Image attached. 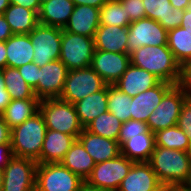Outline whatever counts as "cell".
Instances as JSON below:
<instances>
[{"mask_svg":"<svg viewBox=\"0 0 191 191\" xmlns=\"http://www.w3.org/2000/svg\"><path fill=\"white\" fill-rule=\"evenodd\" d=\"M132 65L147 70L161 81L178 85L181 79V65L175 60L167 45L142 46L130 53Z\"/></svg>","mask_w":191,"mask_h":191,"instance_id":"obj_1","label":"cell"},{"mask_svg":"<svg viewBox=\"0 0 191 191\" xmlns=\"http://www.w3.org/2000/svg\"><path fill=\"white\" fill-rule=\"evenodd\" d=\"M148 163L163 185L183 186L191 169V152L155 146Z\"/></svg>","mask_w":191,"mask_h":191,"instance_id":"obj_2","label":"cell"},{"mask_svg":"<svg viewBox=\"0 0 191 191\" xmlns=\"http://www.w3.org/2000/svg\"><path fill=\"white\" fill-rule=\"evenodd\" d=\"M47 127L38 111L19 126L11 129V148L15 157L32 159L39 164Z\"/></svg>","mask_w":191,"mask_h":191,"instance_id":"obj_3","label":"cell"},{"mask_svg":"<svg viewBox=\"0 0 191 191\" xmlns=\"http://www.w3.org/2000/svg\"><path fill=\"white\" fill-rule=\"evenodd\" d=\"M39 112L44 118L47 129L73 135L76 139L84 129L74 104L60 98L40 100Z\"/></svg>","mask_w":191,"mask_h":191,"instance_id":"obj_4","label":"cell"},{"mask_svg":"<svg viewBox=\"0 0 191 191\" xmlns=\"http://www.w3.org/2000/svg\"><path fill=\"white\" fill-rule=\"evenodd\" d=\"M84 182L61 163L37 164L35 191H78Z\"/></svg>","mask_w":191,"mask_h":191,"instance_id":"obj_5","label":"cell"},{"mask_svg":"<svg viewBox=\"0 0 191 191\" xmlns=\"http://www.w3.org/2000/svg\"><path fill=\"white\" fill-rule=\"evenodd\" d=\"M94 52V37L74 34L62 29L59 60L69 70L91 66Z\"/></svg>","mask_w":191,"mask_h":191,"instance_id":"obj_6","label":"cell"},{"mask_svg":"<svg viewBox=\"0 0 191 191\" xmlns=\"http://www.w3.org/2000/svg\"><path fill=\"white\" fill-rule=\"evenodd\" d=\"M106 85L91 66L69 70L59 98L75 104L86 96L102 90Z\"/></svg>","mask_w":191,"mask_h":191,"instance_id":"obj_7","label":"cell"},{"mask_svg":"<svg viewBox=\"0 0 191 191\" xmlns=\"http://www.w3.org/2000/svg\"><path fill=\"white\" fill-rule=\"evenodd\" d=\"M188 97V93L179 84L174 85L163 96L161 103L149 116V119L146 123L148 129L155 133L176 125L182 105Z\"/></svg>","mask_w":191,"mask_h":191,"instance_id":"obj_8","label":"cell"},{"mask_svg":"<svg viewBox=\"0 0 191 191\" xmlns=\"http://www.w3.org/2000/svg\"><path fill=\"white\" fill-rule=\"evenodd\" d=\"M134 163L122 154L114 159L96 163L86 182L106 191H117Z\"/></svg>","mask_w":191,"mask_h":191,"instance_id":"obj_9","label":"cell"},{"mask_svg":"<svg viewBox=\"0 0 191 191\" xmlns=\"http://www.w3.org/2000/svg\"><path fill=\"white\" fill-rule=\"evenodd\" d=\"M33 44V62L39 67L60 58L62 28L38 24L29 34Z\"/></svg>","mask_w":191,"mask_h":191,"instance_id":"obj_10","label":"cell"},{"mask_svg":"<svg viewBox=\"0 0 191 191\" xmlns=\"http://www.w3.org/2000/svg\"><path fill=\"white\" fill-rule=\"evenodd\" d=\"M37 162L13 157L4 167L1 191H35Z\"/></svg>","mask_w":191,"mask_h":191,"instance_id":"obj_11","label":"cell"},{"mask_svg":"<svg viewBox=\"0 0 191 191\" xmlns=\"http://www.w3.org/2000/svg\"><path fill=\"white\" fill-rule=\"evenodd\" d=\"M168 31L148 17L132 21L128 26V54L142 46L167 45Z\"/></svg>","mask_w":191,"mask_h":191,"instance_id":"obj_12","label":"cell"},{"mask_svg":"<svg viewBox=\"0 0 191 191\" xmlns=\"http://www.w3.org/2000/svg\"><path fill=\"white\" fill-rule=\"evenodd\" d=\"M130 64V54L128 53L95 50L91 68L99 74L107 85H113Z\"/></svg>","mask_w":191,"mask_h":191,"instance_id":"obj_13","label":"cell"},{"mask_svg":"<svg viewBox=\"0 0 191 191\" xmlns=\"http://www.w3.org/2000/svg\"><path fill=\"white\" fill-rule=\"evenodd\" d=\"M69 69L58 59L38 68L37 98H59Z\"/></svg>","mask_w":191,"mask_h":191,"instance_id":"obj_14","label":"cell"},{"mask_svg":"<svg viewBox=\"0 0 191 191\" xmlns=\"http://www.w3.org/2000/svg\"><path fill=\"white\" fill-rule=\"evenodd\" d=\"M174 85L160 81L156 86L139 93L131 100V119L147 123L149 116L154 109L161 103L163 96Z\"/></svg>","mask_w":191,"mask_h":191,"instance_id":"obj_15","label":"cell"},{"mask_svg":"<svg viewBox=\"0 0 191 191\" xmlns=\"http://www.w3.org/2000/svg\"><path fill=\"white\" fill-rule=\"evenodd\" d=\"M162 186L148 162H135L117 191H156Z\"/></svg>","mask_w":191,"mask_h":191,"instance_id":"obj_16","label":"cell"},{"mask_svg":"<svg viewBox=\"0 0 191 191\" xmlns=\"http://www.w3.org/2000/svg\"><path fill=\"white\" fill-rule=\"evenodd\" d=\"M161 80L154 74L130 64L120 79L113 84L130 97L156 86Z\"/></svg>","mask_w":191,"mask_h":191,"instance_id":"obj_17","label":"cell"},{"mask_svg":"<svg viewBox=\"0 0 191 191\" xmlns=\"http://www.w3.org/2000/svg\"><path fill=\"white\" fill-rule=\"evenodd\" d=\"M77 139L82 143L95 163L114 159L120 154L118 141L93 134L85 128Z\"/></svg>","mask_w":191,"mask_h":191,"instance_id":"obj_18","label":"cell"},{"mask_svg":"<svg viewBox=\"0 0 191 191\" xmlns=\"http://www.w3.org/2000/svg\"><path fill=\"white\" fill-rule=\"evenodd\" d=\"M100 9L88 5L74 6L66 26L63 28L74 34L94 37L100 26Z\"/></svg>","mask_w":191,"mask_h":191,"instance_id":"obj_19","label":"cell"},{"mask_svg":"<svg viewBox=\"0 0 191 191\" xmlns=\"http://www.w3.org/2000/svg\"><path fill=\"white\" fill-rule=\"evenodd\" d=\"M75 141L76 138L73 135L47 129L39 164L60 163Z\"/></svg>","mask_w":191,"mask_h":191,"instance_id":"obj_20","label":"cell"},{"mask_svg":"<svg viewBox=\"0 0 191 191\" xmlns=\"http://www.w3.org/2000/svg\"><path fill=\"white\" fill-rule=\"evenodd\" d=\"M95 50L128 53V27L100 25L94 35Z\"/></svg>","mask_w":191,"mask_h":191,"instance_id":"obj_21","label":"cell"},{"mask_svg":"<svg viewBox=\"0 0 191 191\" xmlns=\"http://www.w3.org/2000/svg\"><path fill=\"white\" fill-rule=\"evenodd\" d=\"M146 17L159 22L167 31L181 26L184 10L174 9L170 0H142Z\"/></svg>","mask_w":191,"mask_h":191,"instance_id":"obj_22","label":"cell"},{"mask_svg":"<svg viewBox=\"0 0 191 191\" xmlns=\"http://www.w3.org/2000/svg\"><path fill=\"white\" fill-rule=\"evenodd\" d=\"M155 148V136L149 129L142 134L126 136L120 154L133 162H148Z\"/></svg>","mask_w":191,"mask_h":191,"instance_id":"obj_23","label":"cell"},{"mask_svg":"<svg viewBox=\"0 0 191 191\" xmlns=\"http://www.w3.org/2000/svg\"><path fill=\"white\" fill-rule=\"evenodd\" d=\"M5 45L8 67L18 68L33 62L34 48L29 34H13Z\"/></svg>","mask_w":191,"mask_h":191,"instance_id":"obj_24","label":"cell"},{"mask_svg":"<svg viewBox=\"0 0 191 191\" xmlns=\"http://www.w3.org/2000/svg\"><path fill=\"white\" fill-rule=\"evenodd\" d=\"M74 6L72 0H49L40 7L39 23L63 29L73 12Z\"/></svg>","mask_w":191,"mask_h":191,"instance_id":"obj_25","label":"cell"},{"mask_svg":"<svg viewBox=\"0 0 191 191\" xmlns=\"http://www.w3.org/2000/svg\"><path fill=\"white\" fill-rule=\"evenodd\" d=\"M108 85L74 104L80 123L85 128L97 116L108 111Z\"/></svg>","mask_w":191,"mask_h":191,"instance_id":"obj_26","label":"cell"},{"mask_svg":"<svg viewBox=\"0 0 191 191\" xmlns=\"http://www.w3.org/2000/svg\"><path fill=\"white\" fill-rule=\"evenodd\" d=\"M60 163L84 181L91 175L96 164L78 139L72 144Z\"/></svg>","mask_w":191,"mask_h":191,"instance_id":"obj_27","label":"cell"},{"mask_svg":"<svg viewBox=\"0 0 191 191\" xmlns=\"http://www.w3.org/2000/svg\"><path fill=\"white\" fill-rule=\"evenodd\" d=\"M3 16L13 34H30L39 24L38 14L20 5L10 4Z\"/></svg>","mask_w":191,"mask_h":191,"instance_id":"obj_28","label":"cell"},{"mask_svg":"<svg viewBox=\"0 0 191 191\" xmlns=\"http://www.w3.org/2000/svg\"><path fill=\"white\" fill-rule=\"evenodd\" d=\"M39 99H14L1 114L10 129L22 124L39 111Z\"/></svg>","mask_w":191,"mask_h":191,"instance_id":"obj_29","label":"cell"},{"mask_svg":"<svg viewBox=\"0 0 191 191\" xmlns=\"http://www.w3.org/2000/svg\"><path fill=\"white\" fill-rule=\"evenodd\" d=\"M167 46L181 66L191 60V32L181 26L168 31Z\"/></svg>","mask_w":191,"mask_h":191,"instance_id":"obj_30","label":"cell"},{"mask_svg":"<svg viewBox=\"0 0 191 191\" xmlns=\"http://www.w3.org/2000/svg\"><path fill=\"white\" fill-rule=\"evenodd\" d=\"M6 90L11 100L14 99H38L34 89L23 79L18 68L6 66L2 69Z\"/></svg>","mask_w":191,"mask_h":191,"instance_id":"obj_31","label":"cell"},{"mask_svg":"<svg viewBox=\"0 0 191 191\" xmlns=\"http://www.w3.org/2000/svg\"><path fill=\"white\" fill-rule=\"evenodd\" d=\"M155 146L168 149L191 152V144L185 132L178 125L157 131L154 133Z\"/></svg>","mask_w":191,"mask_h":191,"instance_id":"obj_32","label":"cell"},{"mask_svg":"<svg viewBox=\"0 0 191 191\" xmlns=\"http://www.w3.org/2000/svg\"><path fill=\"white\" fill-rule=\"evenodd\" d=\"M122 121L109 111L97 116L85 129L93 134L118 141Z\"/></svg>","mask_w":191,"mask_h":191,"instance_id":"obj_33","label":"cell"},{"mask_svg":"<svg viewBox=\"0 0 191 191\" xmlns=\"http://www.w3.org/2000/svg\"><path fill=\"white\" fill-rule=\"evenodd\" d=\"M132 97L123 93L114 85H108V111L122 122L131 119Z\"/></svg>","mask_w":191,"mask_h":191,"instance_id":"obj_34","label":"cell"},{"mask_svg":"<svg viewBox=\"0 0 191 191\" xmlns=\"http://www.w3.org/2000/svg\"><path fill=\"white\" fill-rule=\"evenodd\" d=\"M100 25H111L127 28L130 24L124 5L119 0H108L100 8Z\"/></svg>","mask_w":191,"mask_h":191,"instance_id":"obj_35","label":"cell"},{"mask_svg":"<svg viewBox=\"0 0 191 191\" xmlns=\"http://www.w3.org/2000/svg\"><path fill=\"white\" fill-rule=\"evenodd\" d=\"M148 130V126L143 121L130 119L122 123L118 143L121 146L126 141V136H135L145 133Z\"/></svg>","mask_w":191,"mask_h":191,"instance_id":"obj_36","label":"cell"},{"mask_svg":"<svg viewBox=\"0 0 191 191\" xmlns=\"http://www.w3.org/2000/svg\"><path fill=\"white\" fill-rule=\"evenodd\" d=\"M124 5L126 15L130 23L146 17L145 8L142 0H119Z\"/></svg>","mask_w":191,"mask_h":191,"instance_id":"obj_37","label":"cell"},{"mask_svg":"<svg viewBox=\"0 0 191 191\" xmlns=\"http://www.w3.org/2000/svg\"><path fill=\"white\" fill-rule=\"evenodd\" d=\"M177 125L185 132L191 144V96H189L182 105Z\"/></svg>","mask_w":191,"mask_h":191,"instance_id":"obj_38","label":"cell"},{"mask_svg":"<svg viewBox=\"0 0 191 191\" xmlns=\"http://www.w3.org/2000/svg\"><path fill=\"white\" fill-rule=\"evenodd\" d=\"M38 68L39 66L34 62L25 64L18 67L20 74L26 83L34 89L35 95L37 97V84H38Z\"/></svg>","mask_w":191,"mask_h":191,"instance_id":"obj_39","label":"cell"},{"mask_svg":"<svg viewBox=\"0 0 191 191\" xmlns=\"http://www.w3.org/2000/svg\"><path fill=\"white\" fill-rule=\"evenodd\" d=\"M179 85L191 96V60L181 66V79Z\"/></svg>","mask_w":191,"mask_h":191,"instance_id":"obj_40","label":"cell"},{"mask_svg":"<svg viewBox=\"0 0 191 191\" xmlns=\"http://www.w3.org/2000/svg\"><path fill=\"white\" fill-rule=\"evenodd\" d=\"M10 102L11 98L5 87L3 71L0 69V115L6 110Z\"/></svg>","mask_w":191,"mask_h":191,"instance_id":"obj_41","label":"cell"},{"mask_svg":"<svg viewBox=\"0 0 191 191\" xmlns=\"http://www.w3.org/2000/svg\"><path fill=\"white\" fill-rule=\"evenodd\" d=\"M13 157L11 143L0 144V170H3Z\"/></svg>","mask_w":191,"mask_h":191,"instance_id":"obj_42","label":"cell"},{"mask_svg":"<svg viewBox=\"0 0 191 191\" xmlns=\"http://www.w3.org/2000/svg\"><path fill=\"white\" fill-rule=\"evenodd\" d=\"M11 143V129L0 115V144Z\"/></svg>","mask_w":191,"mask_h":191,"instance_id":"obj_43","label":"cell"},{"mask_svg":"<svg viewBox=\"0 0 191 191\" xmlns=\"http://www.w3.org/2000/svg\"><path fill=\"white\" fill-rule=\"evenodd\" d=\"M10 4L20 5L26 9H31L37 14L39 13L41 5L38 0H9Z\"/></svg>","mask_w":191,"mask_h":191,"instance_id":"obj_44","label":"cell"},{"mask_svg":"<svg viewBox=\"0 0 191 191\" xmlns=\"http://www.w3.org/2000/svg\"><path fill=\"white\" fill-rule=\"evenodd\" d=\"M13 35L8 22L4 18L3 14H0V41L5 42Z\"/></svg>","mask_w":191,"mask_h":191,"instance_id":"obj_45","label":"cell"},{"mask_svg":"<svg viewBox=\"0 0 191 191\" xmlns=\"http://www.w3.org/2000/svg\"><path fill=\"white\" fill-rule=\"evenodd\" d=\"M75 6L78 5H88L95 8H101L103 5H105L108 0H72Z\"/></svg>","mask_w":191,"mask_h":191,"instance_id":"obj_46","label":"cell"},{"mask_svg":"<svg viewBox=\"0 0 191 191\" xmlns=\"http://www.w3.org/2000/svg\"><path fill=\"white\" fill-rule=\"evenodd\" d=\"M181 27L191 32V6L184 10Z\"/></svg>","mask_w":191,"mask_h":191,"instance_id":"obj_47","label":"cell"},{"mask_svg":"<svg viewBox=\"0 0 191 191\" xmlns=\"http://www.w3.org/2000/svg\"><path fill=\"white\" fill-rule=\"evenodd\" d=\"M174 9L185 10L191 6V0H170Z\"/></svg>","mask_w":191,"mask_h":191,"instance_id":"obj_48","label":"cell"},{"mask_svg":"<svg viewBox=\"0 0 191 191\" xmlns=\"http://www.w3.org/2000/svg\"><path fill=\"white\" fill-rule=\"evenodd\" d=\"M7 66V55L5 42L0 41V69H4Z\"/></svg>","mask_w":191,"mask_h":191,"instance_id":"obj_49","label":"cell"},{"mask_svg":"<svg viewBox=\"0 0 191 191\" xmlns=\"http://www.w3.org/2000/svg\"><path fill=\"white\" fill-rule=\"evenodd\" d=\"M78 191H106L97 187L89 185L86 181L81 185Z\"/></svg>","mask_w":191,"mask_h":191,"instance_id":"obj_50","label":"cell"},{"mask_svg":"<svg viewBox=\"0 0 191 191\" xmlns=\"http://www.w3.org/2000/svg\"><path fill=\"white\" fill-rule=\"evenodd\" d=\"M9 5V0H0V14H3Z\"/></svg>","mask_w":191,"mask_h":191,"instance_id":"obj_51","label":"cell"},{"mask_svg":"<svg viewBox=\"0 0 191 191\" xmlns=\"http://www.w3.org/2000/svg\"><path fill=\"white\" fill-rule=\"evenodd\" d=\"M183 186H184L186 189H188L189 191H191V169H190V173H189L188 180L184 183Z\"/></svg>","mask_w":191,"mask_h":191,"instance_id":"obj_52","label":"cell"},{"mask_svg":"<svg viewBox=\"0 0 191 191\" xmlns=\"http://www.w3.org/2000/svg\"><path fill=\"white\" fill-rule=\"evenodd\" d=\"M172 191H189L184 186H172Z\"/></svg>","mask_w":191,"mask_h":191,"instance_id":"obj_53","label":"cell"},{"mask_svg":"<svg viewBox=\"0 0 191 191\" xmlns=\"http://www.w3.org/2000/svg\"><path fill=\"white\" fill-rule=\"evenodd\" d=\"M156 191H172V186H170V185H163L162 187H160Z\"/></svg>","mask_w":191,"mask_h":191,"instance_id":"obj_54","label":"cell"},{"mask_svg":"<svg viewBox=\"0 0 191 191\" xmlns=\"http://www.w3.org/2000/svg\"><path fill=\"white\" fill-rule=\"evenodd\" d=\"M2 185H3V171L0 170V191L2 190Z\"/></svg>","mask_w":191,"mask_h":191,"instance_id":"obj_55","label":"cell"},{"mask_svg":"<svg viewBox=\"0 0 191 191\" xmlns=\"http://www.w3.org/2000/svg\"><path fill=\"white\" fill-rule=\"evenodd\" d=\"M49 0H38L39 4L42 5L43 3L47 2Z\"/></svg>","mask_w":191,"mask_h":191,"instance_id":"obj_56","label":"cell"}]
</instances>
